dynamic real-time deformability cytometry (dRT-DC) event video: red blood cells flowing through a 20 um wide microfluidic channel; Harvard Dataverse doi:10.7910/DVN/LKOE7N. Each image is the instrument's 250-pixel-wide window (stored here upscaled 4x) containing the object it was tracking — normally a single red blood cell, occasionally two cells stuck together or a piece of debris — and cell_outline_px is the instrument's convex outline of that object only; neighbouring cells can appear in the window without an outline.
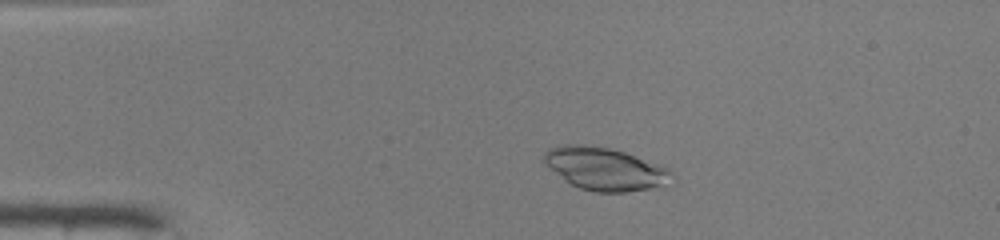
{"species": "common noctule bat (a hibernating species)", "species_latin": "Nyctalus noctula", "temperature_condition": "warm", "stored_images_in_passage": 46, "camera_frame_rate_fps": 3000, "um_per_image_px": 0.085, "animal": {"sex": "male", "body_mass_g": 19.0, "forearm_length_mm": 50.8}, "frame": {"image": 1, "passage_image": 8, "time_ms": 2.333, "image_size_px": [1000, 240], "cell_outline_px": [[672, 172], [664, 188], [624, 192], [596, 192], [580, 188], [564, 180], [544, 164], [540, 160], [544, 152], [548, 148], [560, 144], [584, 144], [608, 148], [624, 152], [664, 164]], "centroid_in_image_um": [51.41, 14.34], "position_along_channel_um": 33.6, "area_um2": 32.43}}
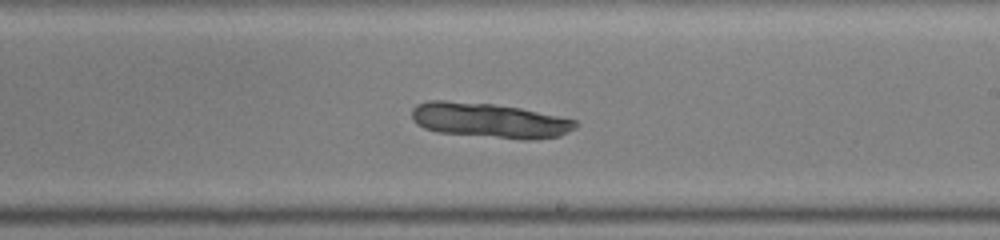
{"frame": {"image": 2, "passage_image": 27, "time_ms": 8.667, "image_size_px": [1000, 240], "cell_outline_px": [[580, 124], [576, 128], [560, 136], [532, 140], [524, 140], [436, 132], [424, 128], [416, 124], [412, 120], [412, 108], [416, 104], [428, 100], [444, 100], [492, 104], [520, 108], [576, 120]], "centroid_in_image_um": [41.59, 10.24], "position_along_channel_um": 247.4, "area_um2": 33.52}}
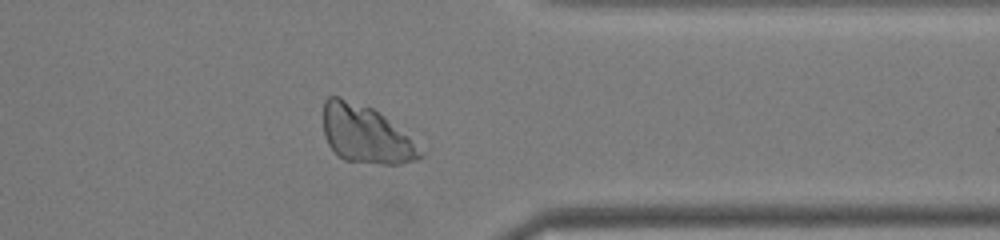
{"frame": {"image": 3, "passage_image": 37, "time_ms": 12.0, "image_size_px": [1000, 240], "cell_outline_px": [[428, 152], [424, 156], [416, 160], [400, 164], [384, 164], [344, 160], [328, 144], [324, 136], [324, 100], [328, 96], [340, 96], [372, 108], [384, 116]], "centroid_in_image_um": [31.13, 11.43], "position_along_channel_um": 380.3, "area_um2": 32.66}}